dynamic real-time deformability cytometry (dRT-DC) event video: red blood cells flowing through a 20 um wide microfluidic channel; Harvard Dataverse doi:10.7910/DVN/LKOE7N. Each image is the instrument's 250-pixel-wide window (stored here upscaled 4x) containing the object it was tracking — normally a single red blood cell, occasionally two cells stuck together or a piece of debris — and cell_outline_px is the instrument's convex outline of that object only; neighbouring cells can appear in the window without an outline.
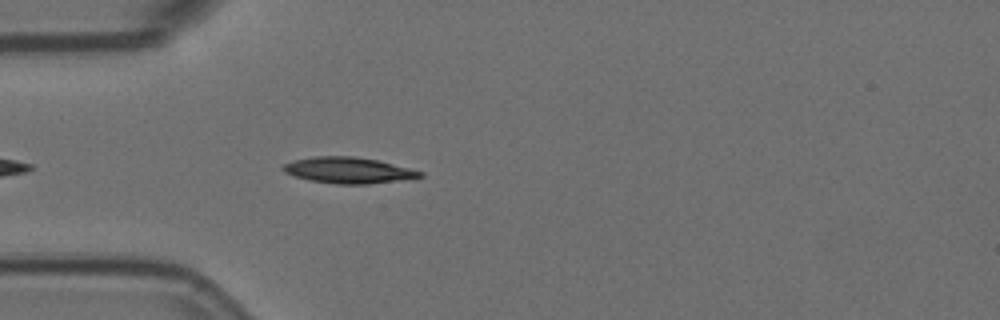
{"species": "Egyptian fruit bat (a non-hibernating species)", "species_latin": "Rousettus aegyptiacus", "temperature_condition": "room temperature", "stored_images_in_passage": 9, "camera_frame_rate_fps": 3000, "um_per_image_px": 0.085, "animal": {"sex": "female"}, "frame": {"image": 1, "passage_image": 4, "time_ms": 1.0, "image_size_px": [1000, 320], "cell_outline_px": [[424, 176], [412, 180], [368, 184], [336, 184], [308, 180], [284, 172], [280, 168], [284, 164], [296, 160], [316, 156], [352, 156], [376, 160], [424, 172]], "centroid_in_image_um": [29.67, 14.49], "position_along_channel_um": 55.3, "area_um2": 20.87}}
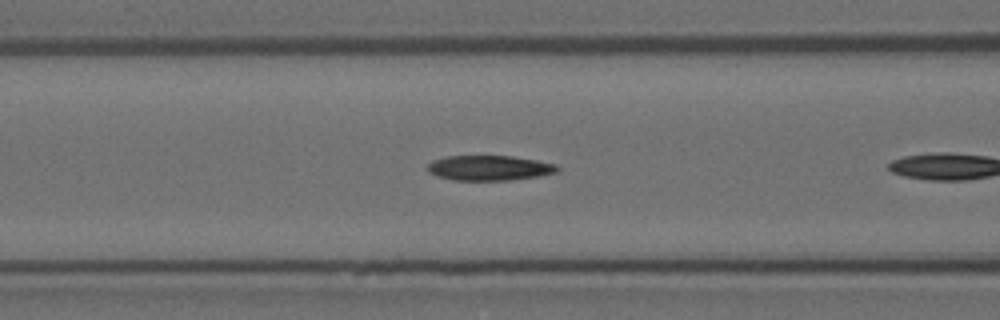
{"frame": {"image": 2, "passage_image": 7, "time_ms": 2.0, "image_size_px": [1000, 320], "cell_outline_px": [[560, 168], [556, 172], [536, 176], [508, 180], [452, 180], [436, 176], [428, 172], [428, 164], [432, 160], [444, 156], [512, 156], [536, 160], [556, 164]], "centroid_in_image_um": [41.54, 14.27], "position_along_channel_um": 125.1, "area_um2": 18.9}}